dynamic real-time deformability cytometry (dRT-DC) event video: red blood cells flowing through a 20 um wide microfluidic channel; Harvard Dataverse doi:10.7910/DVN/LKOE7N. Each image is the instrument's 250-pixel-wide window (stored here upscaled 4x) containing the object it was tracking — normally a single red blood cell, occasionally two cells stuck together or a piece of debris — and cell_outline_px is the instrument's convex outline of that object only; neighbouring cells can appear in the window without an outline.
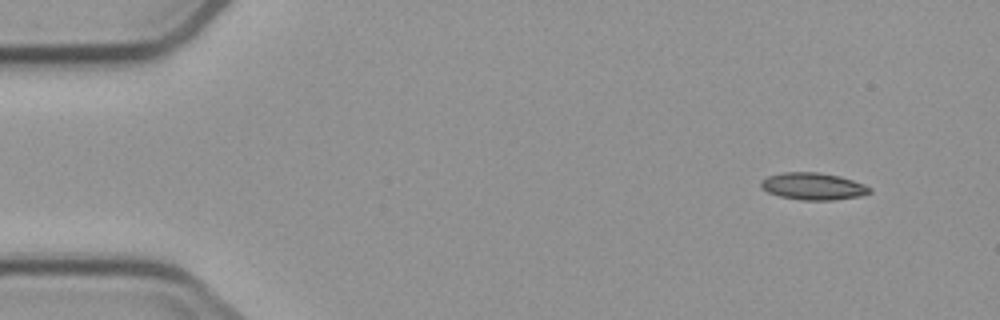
{"species": "common noctule bat (a hibernating species)", "species_latin": "Nyctalus noctula", "temperature_condition": "cold", "stored_images_in_passage": 4, "camera_frame_rate_fps": 3000, "um_per_image_px": 0.085, "animal": {"sex": "male", "body_mass_g": 23.1, "forearm_length_mm": 52.7}, "frame": {"image": 1, "passage_image": 1, "time_ms": 0.0, "image_size_px": [1000, 320], "cell_outline_px": [[872, 192], [860, 196], [832, 200], [800, 200], [780, 196], [768, 192], [760, 184], [760, 180], [768, 176], [784, 172], [816, 172], [840, 176], [864, 184], [872, 188]], "centroid_in_image_um": [69.13, 15.83], "position_along_channel_um": 15.9, "area_um2": 17.11}}
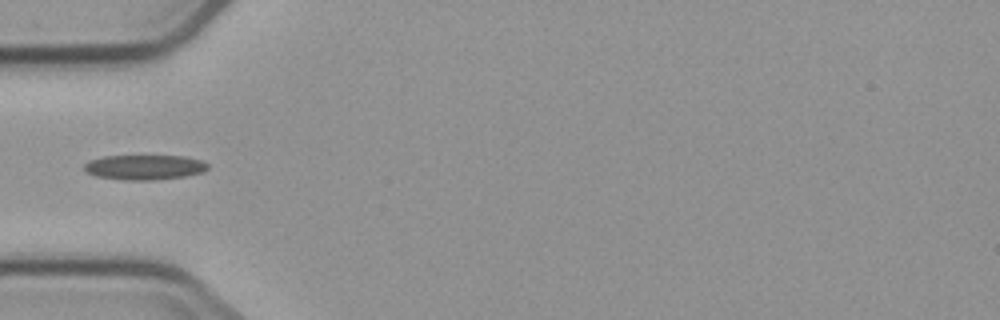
{"frame": {"image": 2, "passage_image": 4, "time_ms": 4.333, "image_size_px": [1000, 320], "cell_outline_px": [[208, 168], [204, 172], [184, 176], [152, 180], [124, 180], [96, 176], [88, 172], [84, 168], [84, 164], [92, 160], [104, 156], [184, 156], [200, 160], [208, 164]], "centroid_in_image_um": [12.3, 14.22], "position_along_channel_um": 72.7, "area_um2": 17.74}}